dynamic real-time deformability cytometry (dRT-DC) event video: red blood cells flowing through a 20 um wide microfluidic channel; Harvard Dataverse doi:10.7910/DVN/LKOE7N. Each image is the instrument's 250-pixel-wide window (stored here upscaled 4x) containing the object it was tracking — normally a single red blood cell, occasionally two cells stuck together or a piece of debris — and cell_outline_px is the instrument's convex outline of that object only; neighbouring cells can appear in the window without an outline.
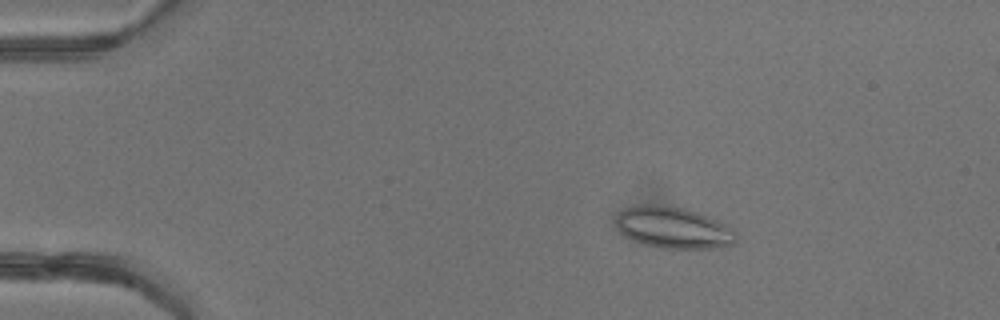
{"species": "common noctule bat (a hibernating species)", "species_latin": "Nyctalus noctula", "temperature_condition": "warm", "stored_images_in_passage": 50, "camera_frame_rate_fps": 3000, "um_per_image_px": 0.085, "animal": {"sex": "female"}, "frame": {"image": 1, "passage_image": 10, "time_ms": 3.0, "image_size_px": [1000, 320], "cell_outline_px": [[736, 240], [732, 244], [720, 248], [664, 248], [648, 244], [624, 236], [620, 232], [616, 224], [616, 216], [624, 208], [640, 204], [656, 204], [684, 208], [708, 216], [732, 228], [736, 232]], "centroid_in_image_um": [57.23, 19.34], "position_along_channel_um": 27.8, "area_um2": 28.84}}
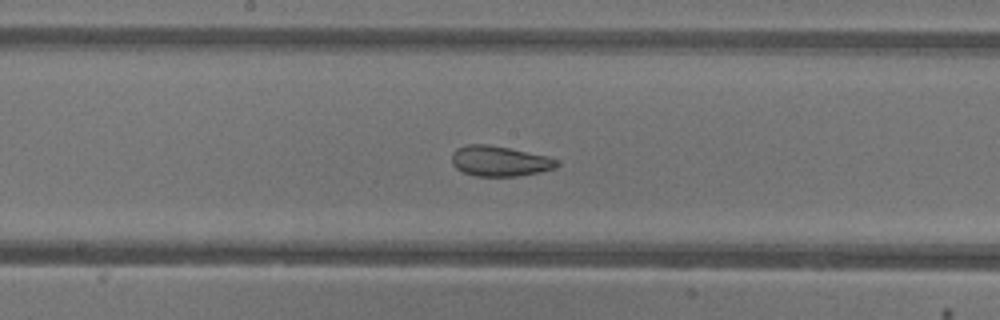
{"frame": {"image": 2, "passage_image": 28, "time_ms": 9.0, "image_size_px": [1000, 320], "cell_outline_px": [[560, 164], [556, 168], [540, 172], [516, 176], [476, 176], [464, 172], [456, 168], [452, 164], [452, 152], [456, 148], [468, 144], [488, 144], [548, 156], [560, 160]], "centroid_in_image_um": [42.49, 13.69], "position_along_channel_um": 205.7, "area_um2": 18.67}}
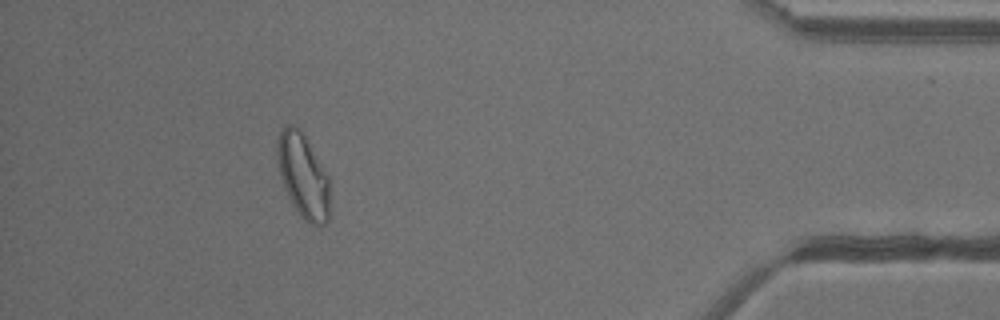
{"frame": {"image": 3, "passage_image": 46, "time_ms": 15.0, "image_size_px": [1000, 320], "cell_outline_px": [[328, 220], [324, 224], [316, 228], [304, 220], [300, 216], [292, 204], [284, 188], [276, 160], [276, 140], [284, 124], [292, 124], [304, 136], [328, 176]], "centroid_in_image_um": [25.72, 14.97], "position_along_channel_um": 409.5, "area_um2": 25.61}, "authors_computed_cell_mechanics": {"area_um2": 25.1141, "velocity_mm_per_s": 4.2461, "shape_relaxation_time_tau1_ms": null, "shape_relaxation_time_tau2_ms": 1.0094, "deformation_change_tau1": null, "deformation_change_tau2": 0.0777}}